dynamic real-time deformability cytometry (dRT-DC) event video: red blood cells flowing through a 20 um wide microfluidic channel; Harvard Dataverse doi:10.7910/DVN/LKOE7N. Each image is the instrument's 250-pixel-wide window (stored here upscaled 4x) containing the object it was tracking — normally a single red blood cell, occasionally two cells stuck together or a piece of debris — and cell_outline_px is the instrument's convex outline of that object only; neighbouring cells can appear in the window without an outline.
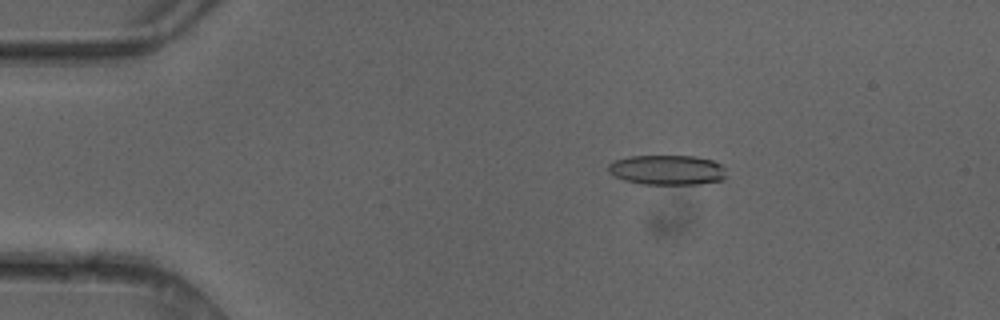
{"species": "common noctule bat (a hibernating species)", "species_latin": "Nyctalus noctula", "temperature_condition": "cold", "stored_images_in_passage": 50, "camera_frame_rate_fps": 3000, "um_per_image_px": 0.085, "animal": {"sex": "female"}, "frame": {"image": 1, "passage_image": 9, "time_ms": 2.667, "image_size_px": [1000, 320], "cell_outline_px": [[724, 180], [700, 184], [640, 184], [624, 180], [608, 172], [608, 164], [616, 160], [628, 156], [696, 156], [712, 160], [724, 164]], "centroid_in_image_um": [56.73, 14.44], "position_along_channel_um": 28.3, "area_um2": 20.69}}
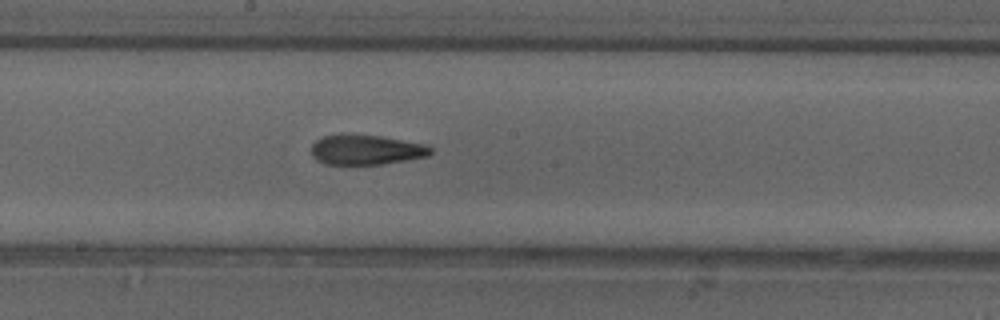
{"frame": {"image": 2, "passage_image": 27, "time_ms": 8.667, "image_size_px": [1000, 320], "cell_outline_px": [[432, 152], [428, 156], [380, 164], [324, 164], [316, 160], [312, 156], [312, 144], [316, 140], [324, 136], [340, 132], [380, 136], [428, 144], [432, 148]], "centroid_in_image_um": [31.09, 12.7], "position_along_channel_um": 217.1, "area_um2": 21.15}}
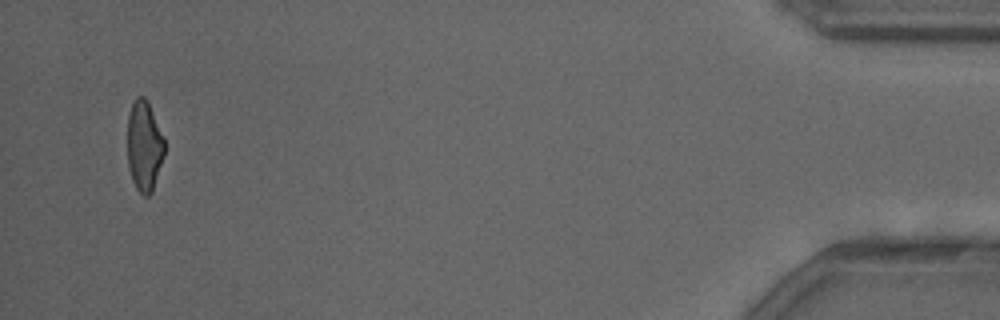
{"frame": {"image": 3, "passage_image": 48, "time_ms": 15.667, "image_size_px": [1000, 320], "cell_outline_px": [[164, 156], [152, 192], [148, 196], [144, 196], [136, 188], [132, 180], [128, 168], [128, 116], [132, 104], [136, 96], [144, 96], [148, 100], [164, 136]], "centroid_in_image_um": [12.27, 12.39], "position_along_channel_um": 422.9, "area_um2": 19.71}, "authors_computed_cell_mechanics": {"area_um2": 21.2993, "velocity_mm_per_s": 4.1676, "shape_relaxation_time_tau1_ms": 9.1123, "shape_relaxation_time_tau2_ms": 3.7851, "deformation_change_tau1": 0.2276, "deformation_change_tau2": 0.138}}